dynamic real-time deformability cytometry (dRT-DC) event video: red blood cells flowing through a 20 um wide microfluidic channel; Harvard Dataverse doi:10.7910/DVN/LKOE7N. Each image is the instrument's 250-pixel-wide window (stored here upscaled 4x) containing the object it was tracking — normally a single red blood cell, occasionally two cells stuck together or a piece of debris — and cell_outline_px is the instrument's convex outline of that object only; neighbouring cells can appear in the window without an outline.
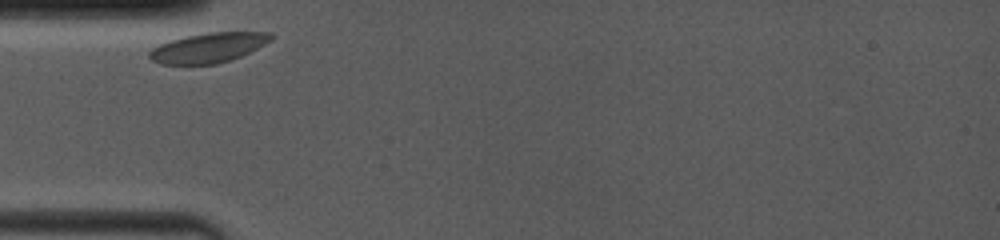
{"species": "common noctule bat (a hibernating species)", "species_latin": "Nyctalus noctula", "temperature_condition": "room temperature", "stored_images_in_passage": 6, "segment_of_instrument_passage": [1, 2], "camera_frame_rate_fps": 4000, "um_per_image_px": 0.085, "animal": {"sex": "female", "body_mass_g": 19.0, "forearm_length_mm": 53.3}, "frame": {"image": 1, "passage_image": 1, "time_ms": 0.0, "image_size_px": [1000, 240], "cell_outline_px": [[276, 36], [272, 40], [232, 60], [216, 64], [160, 64], [152, 60], [148, 56], [148, 52], [152, 48], [160, 44], [184, 36], [208, 32], [272, 32]], "centroid_in_image_um": [17.72, 4.05], "position_along_channel_um": 67.3, "area_um2": 21.15}}
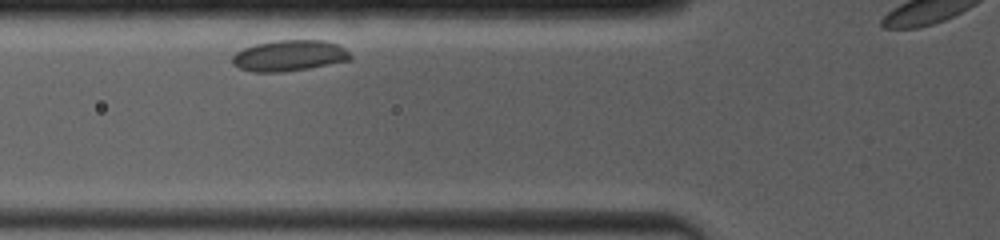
{"frame": {"image": 2, "passage_image": 3, "time_ms": 1.0, "image_size_px": [1000, 240], "cell_outline_px": [[352, 60], [308, 68], [284, 72], [252, 72], [240, 68], [232, 64], [232, 56], [236, 52], [244, 48], [256, 44], [276, 40], [324, 40], [336, 44], [344, 48], [352, 56]], "centroid_in_image_um": [24.58, 4.73], "position_along_channel_um": 101.2, "area_um2": 21.33}}
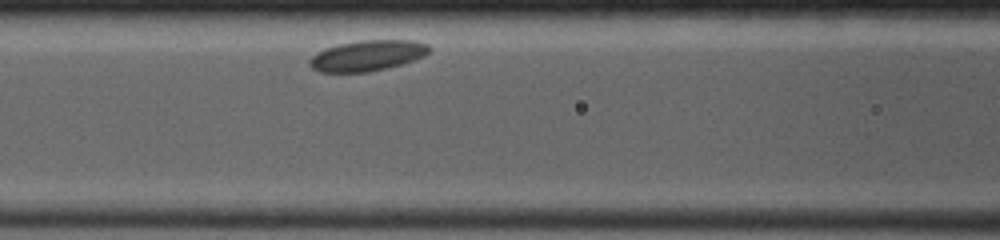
{"frame": {"image": 3, "passage_image": 5, "time_ms": 2.0, "image_size_px": [1000, 240], "cell_outline_px": [[432, 48], [424, 56], [388, 68], [368, 72], [320, 72], [312, 68], [308, 64], [308, 60], [316, 52], [324, 48], [340, 44], [360, 40], [412, 40], [428, 44]], "centroid_in_image_um": [31.2, 4.72], "position_along_channel_um": 135.4, "area_um2": 21.44}}